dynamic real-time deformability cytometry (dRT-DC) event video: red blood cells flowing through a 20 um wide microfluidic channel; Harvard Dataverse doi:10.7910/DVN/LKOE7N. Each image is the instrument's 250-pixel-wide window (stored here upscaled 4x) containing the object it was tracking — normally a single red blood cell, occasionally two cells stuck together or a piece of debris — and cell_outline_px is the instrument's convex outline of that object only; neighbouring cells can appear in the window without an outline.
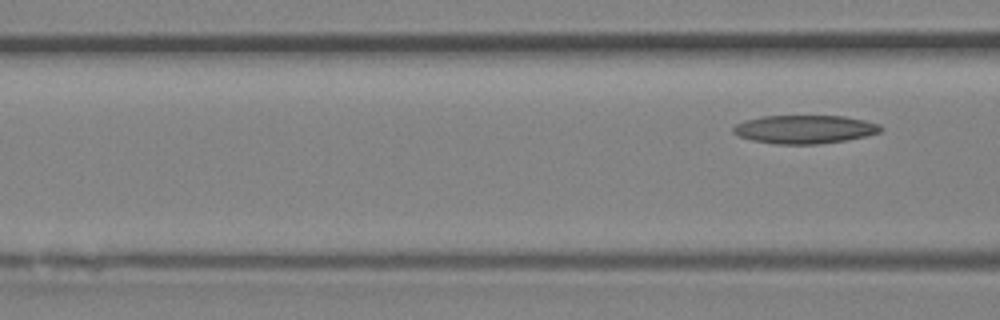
{"species": "Egyptian fruit bat (a non-hibernating species)", "species_latin": "Rousettus aegyptiacus", "temperature_condition": "room temperature", "stored_images_in_passage": 6, "segment_of_instrument_passage": [2, 2], "camera_frame_rate_fps": 3000, "um_per_image_px": 0.085, "animal": {"sex": "female"}, "frame": {"image": 1, "passage_image": 6, "time_ms": 1.667, "image_size_px": [1000, 320], "cell_outline_px": [[884, 128], [880, 132], [864, 136], [844, 140], [816, 144], [776, 144], [752, 140], [740, 136], [732, 132], [732, 128], [736, 124], [744, 120], [760, 116], [844, 116], [864, 120], [880, 124]], "centroid_in_image_um": [68.38, 10.98], "position_along_channel_um": 98.2, "area_um2": 24.33}}